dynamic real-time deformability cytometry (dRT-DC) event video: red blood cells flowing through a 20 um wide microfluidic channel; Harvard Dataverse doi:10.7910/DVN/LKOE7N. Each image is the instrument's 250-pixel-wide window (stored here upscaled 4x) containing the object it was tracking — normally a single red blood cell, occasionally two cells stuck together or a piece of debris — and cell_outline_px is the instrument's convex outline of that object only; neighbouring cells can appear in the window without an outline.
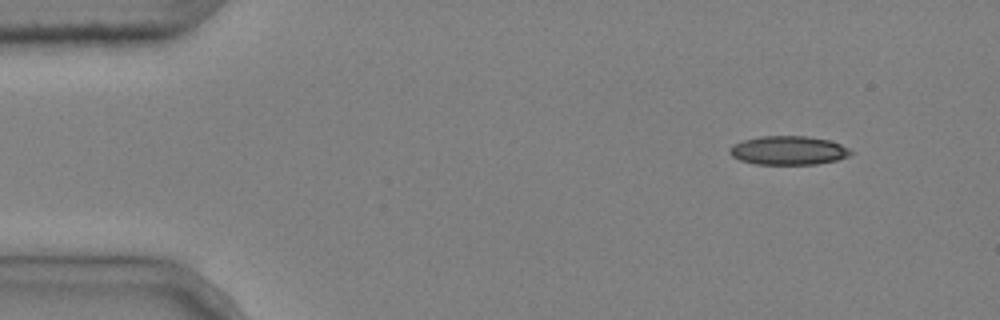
{"species": "common noctule bat (a hibernating species)", "species_latin": "Nyctalus noctula", "temperature_condition": "cold", "stored_images_in_passage": 4, "camera_frame_rate_fps": 3000, "um_per_image_px": 0.085, "animal": {"sex": "male", "body_mass_g": 20.4}, "frame": {"image": 1, "passage_image": 1, "time_ms": 0.0, "image_size_px": [1000, 320], "cell_outline_px": [[852, 152], [848, 156], [836, 160], [816, 164], [756, 164], [740, 160], [732, 156], [728, 152], [728, 148], [732, 144], [744, 140], [760, 136], [808, 136], [828, 140], [840, 144], [848, 148]], "centroid_in_image_um": [66.97, 12.78], "position_along_channel_um": 18.0, "area_um2": 20.29}}
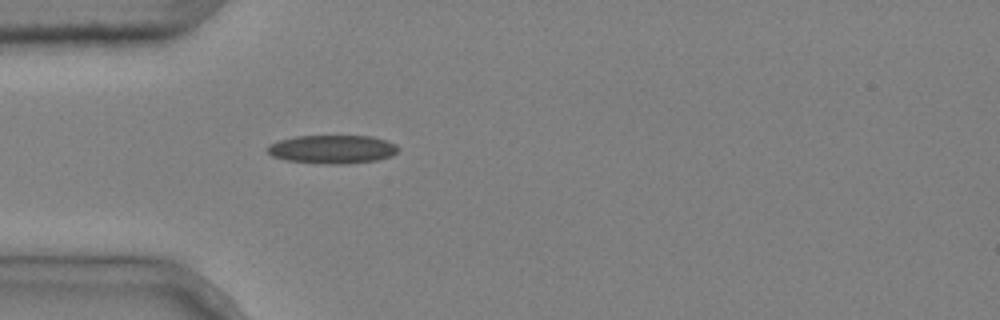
{"frame": {"image": 2, "passage_image": 4, "time_ms": 1.0, "image_size_px": [1000, 320], "cell_outline_px": [[400, 148], [392, 156], [376, 160], [344, 164], [328, 164], [288, 160], [272, 156], [268, 152], [268, 144], [280, 140], [296, 136], [372, 136], [396, 144]], "centroid_in_image_um": [28.27, 12.68], "position_along_channel_um": 56.7, "area_um2": 21.56}}